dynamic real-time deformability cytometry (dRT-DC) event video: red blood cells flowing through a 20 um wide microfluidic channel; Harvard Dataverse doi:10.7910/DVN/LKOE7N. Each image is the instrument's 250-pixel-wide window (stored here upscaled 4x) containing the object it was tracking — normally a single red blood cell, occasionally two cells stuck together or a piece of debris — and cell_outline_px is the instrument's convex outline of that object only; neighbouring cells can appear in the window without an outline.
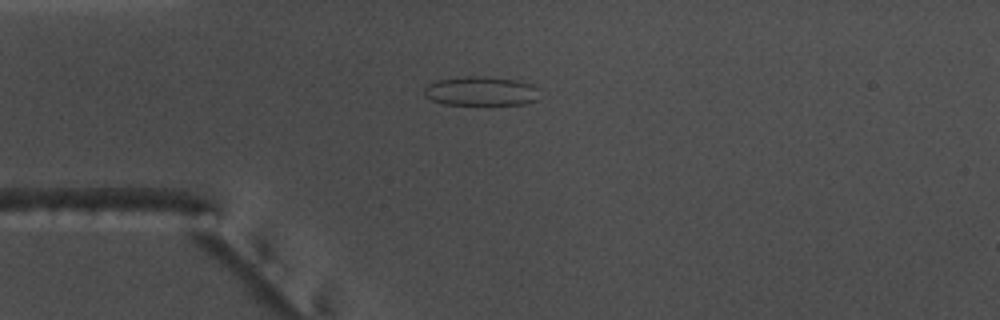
{"species": "common noctule bat (a hibernating species)", "species_latin": "Nyctalus noctula", "temperature_condition": "warm", "stored_images_in_passage": 54, "camera_frame_rate_fps": 3000, "um_per_image_px": 0.085, "animal": {"sex": "male", "body_mass_g": 17.5, "forearm_length_mm": 52.3}, "frame": {"image": 1, "passage_image": 14, "time_ms": 4.333, "image_size_px": [1000, 320], "cell_outline_px": [[536, 100], [524, 104], [444, 104], [432, 100], [424, 96], [424, 88], [428, 84], [440, 80], [464, 76], [484, 76], [516, 80], [532, 84], [536, 88]], "centroid_in_image_um": [40.84, 7.74], "position_along_channel_um": 44.2, "area_um2": 19.36}}
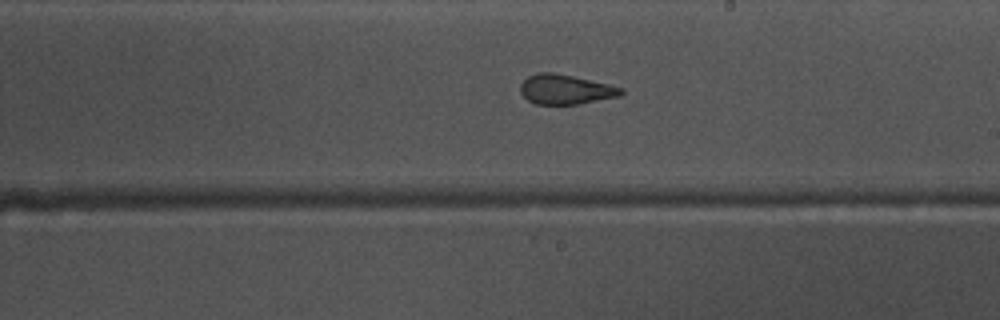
{"frame": {"image": 2, "passage_image": 31, "time_ms": 10.0, "image_size_px": [1000, 320], "cell_outline_px": [[624, 92], [620, 96], [576, 104], [536, 104], [528, 100], [520, 92], [520, 84], [528, 76], [536, 72], [552, 72], [572, 76], [608, 84], [624, 88]], "centroid_in_image_um": [48.05, 7.59], "position_along_channel_um": 240.9, "area_um2": 17.34}}
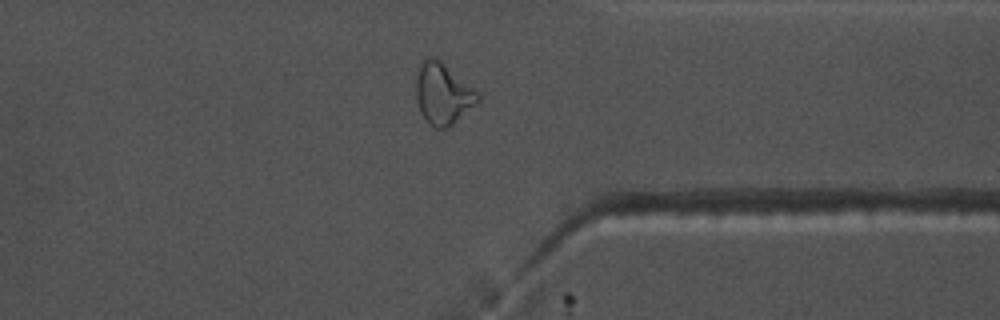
{"frame": {"image": 3, "passage_image": 42, "time_ms": 13.667, "image_size_px": [1000, 320], "cell_outline_px": [[480, 104], [448, 128], [436, 128], [428, 124], [424, 120], [420, 112], [416, 96], [416, 80], [420, 60], [428, 56], [432, 56], [440, 60], [472, 88], [480, 96]], "centroid_in_image_um": [37.64, 8.0], "position_along_channel_um": 373.8, "area_um2": 22.31}, "authors_computed_cell_mechanics": {"area_um2": 19.7965, "velocity_mm_per_s": 3.7514, "shape_relaxation_time_tau1_ms": null, "shape_relaxation_time_tau2_ms": 1.1265, "deformation_change_tau1": null, "deformation_change_tau2": 0.0717}}